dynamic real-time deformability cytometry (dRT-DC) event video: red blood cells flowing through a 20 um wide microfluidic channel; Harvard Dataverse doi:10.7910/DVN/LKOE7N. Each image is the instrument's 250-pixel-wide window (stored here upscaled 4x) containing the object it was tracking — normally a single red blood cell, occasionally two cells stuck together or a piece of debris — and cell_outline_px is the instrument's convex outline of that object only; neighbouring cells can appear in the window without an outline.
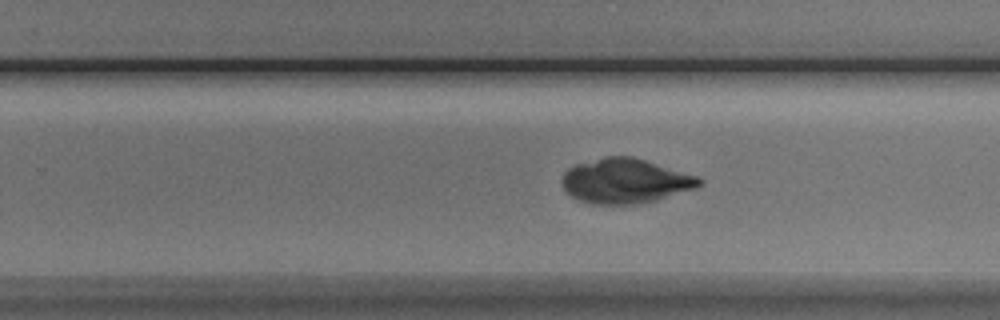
{"species": "Egyptian fruit bat (a non-hibernating species)", "species_latin": "Rousettus aegyptiacus", "temperature_condition": "cold", "stored_images_in_passage": 40, "camera_frame_rate_fps": 3000, "um_per_image_px": 0.085, "animal": {"sex": "male"}, "frame": {"image": 1, "passage_image": 20, "time_ms": 6.333, "image_size_px": [1000, 320], "cell_outline_px": [[704, 184], [696, 188], [656, 200], [636, 204], [592, 204], [580, 200], [564, 192], [560, 184], [560, 180], [564, 172], [568, 168], [576, 164], [604, 156], [632, 156], [696, 176], [704, 180]], "centroid_in_image_um": [53.1, 15.38], "position_along_channel_um": 276.7, "area_um2": 35.89}}
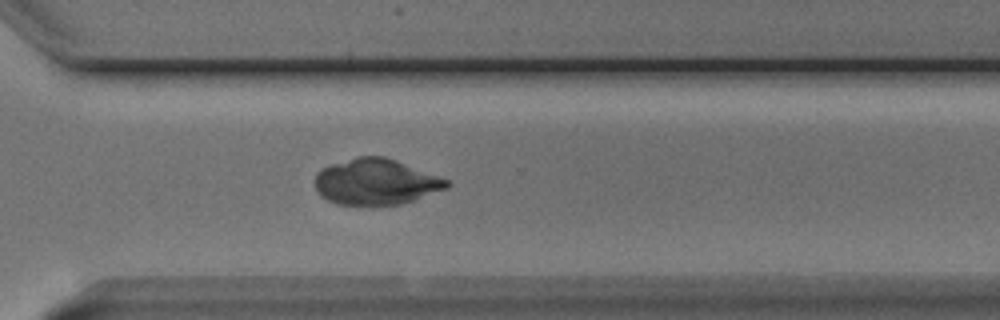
{"frame": {"image": 2, "passage_image": 25, "time_ms": 8.0, "image_size_px": [1000, 320], "cell_outline_px": [[452, 184], [448, 188], [400, 204], [372, 208], [336, 204], [320, 196], [316, 188], [316, 172], [332, 164], [356, 156], [384, 156], [396, 160], [448, 180]], "centroid_in_image_um": [31.93, 15.5], "position_along_channel_um": 338.7, "area_um2": 35.72}}
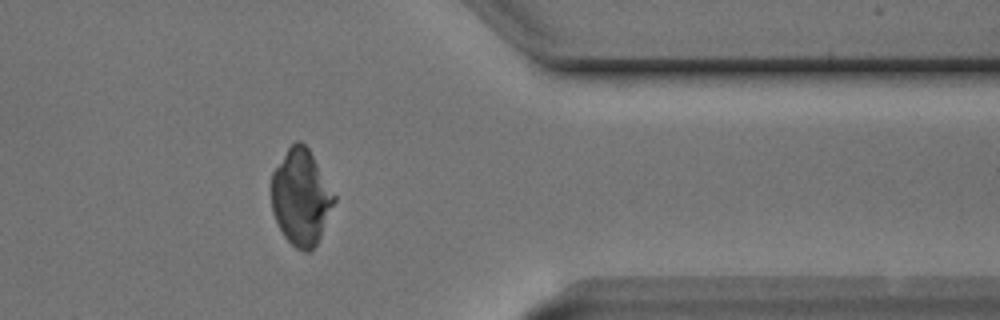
{"frame": {"image": 3, "passage_image": 30, "time_ms": 9.667, "image_size_px": [1000, 320], "cell_outline_px": [[336, 200], [320, 236], [316, 244], [308, 252], [304, 252], [296, 248], [284, 236], [272, 212], [272, 172], [288, 148], [296, 140], [300, 140], [308, 148], [336, 196]], "centroid_in_image_um": [25.58, 16.76], "position_along_channel_um": 385.8, "area_um2": 34.62}}